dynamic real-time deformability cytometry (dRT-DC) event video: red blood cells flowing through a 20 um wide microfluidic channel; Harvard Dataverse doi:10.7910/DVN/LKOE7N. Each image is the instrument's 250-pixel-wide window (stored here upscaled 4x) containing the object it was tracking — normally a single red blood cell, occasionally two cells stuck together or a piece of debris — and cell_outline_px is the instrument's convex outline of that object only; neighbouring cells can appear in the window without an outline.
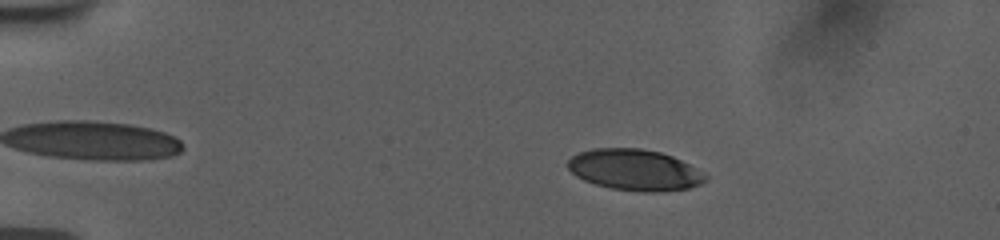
{"species": "human", "species_latin": "Homo sapiens", "temperature_condition": "room temperature", "stored_images_in_passage": 53, "camera_frame_rate_fps": 3000, "um_per_image_px": 0.085, "donor": {"sex": "female"}, "frame": {"image": 1, "passage_image": 8, "time_ms": 2.333, "image_size_px": [1000, 240], "cell_outline_px": [[708, 180], [700, 184], [688, 188], [660, 192], [644, 192], [612, 188], [596, 184], [584, 180], [576, 176], [568, 168], [568, 160], [572, 156], [580, 152], [592, 148], [640, 148], [660, 152], [672, 156], [696, 168], [708, 176]], "centroid_in_image_um": [53.96, 14.44], "position_along_channel_um": 31.0, "area_um2": 32.89}}
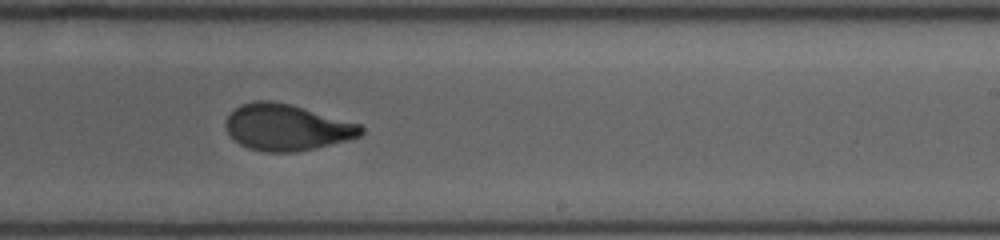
{"frame": {"image": 2, "passage_image": 33, "time_ms": 10.667, "image_size_px": [1000, 240], "cell_outline_px": [[364, 132], [360, 136], [348, 140], [312, 148], [292, 152], [268, 152], [248, 148], [240, 144], [228, 132], [224, 124], [224, 120], [240, 104], [256, 100], [272, 100], [288, 104], [360, 124], [364, 128]], "centroid_in_image_um": [24.35, 10.82], "position_along_channel_um": 264.7, "area_um2": 36.07}}
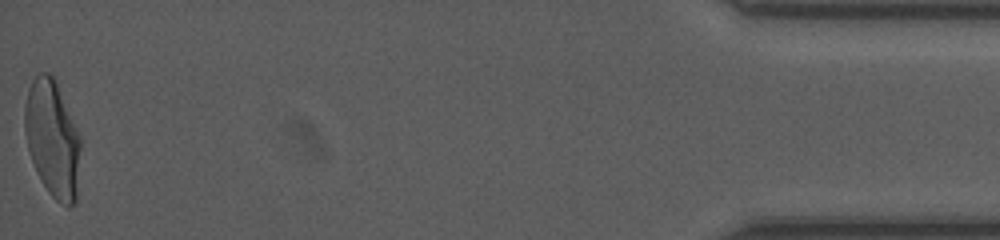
{"frame": {"image": 3, "passage_image": 53, "time_ms": 17.333, "image_size_px": [1000, 240], "cell_outline_px": [[80, 148], [76, 200], [68, 208], [60, 204], [48, 192], [32, 160], [28, 148], [24, 132], [24, 108], [28, 88], [32, 80], [40, 72], [48, 72], [56, 80], [80, 140]], "centroid_in_image_um": [4.44, 11.78], "position_along_channel_um": 430.8, "area_um2": 37.45}, "authors_computed_cell_mechanics": {"area_um2": 36.1828, "velocity_mm_per_s": 3.751, "shape_relaxation_time_tau1_ms": 4.661, "shape_relaxation_time_tau2_ms": 1.1294, "deformation_change_tau1": 0.1859, "deformation_change_tau2": 0.0679}}